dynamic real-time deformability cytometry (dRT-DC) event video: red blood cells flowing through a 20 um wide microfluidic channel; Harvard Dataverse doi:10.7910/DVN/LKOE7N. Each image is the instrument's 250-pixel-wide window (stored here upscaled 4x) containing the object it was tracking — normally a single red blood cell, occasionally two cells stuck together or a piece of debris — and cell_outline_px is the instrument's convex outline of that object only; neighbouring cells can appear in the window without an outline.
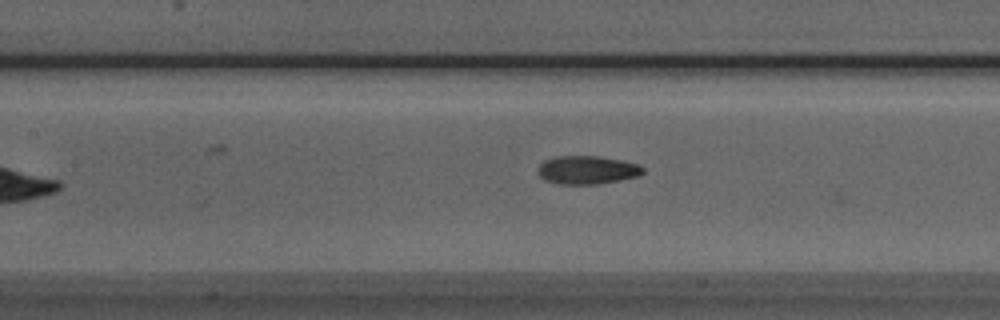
{"species": "Egyptian fruit bat (a non-hibernating species)", "species_latin": "Rousettus aegyptiacus", "temperature_condition": "room temperature", "stored_images_in_passage": 41, "camera_frame_rate_fps": 3000, "um_per_image_px": 0.085, "animal": {"sex": "male"}, "frame": {"image": 1, "passage_image": 15, "time_ms": 4.667, "image_size_px": [1000, 320], "cell_outline_px": [[644, 172], [640, 176], [596, 184], [560, 184], [544, 180], [540, 176], [540, 164], [544, 160], [556, 156], [596, 156], [624, 160], [640, 164], [644, 168]], "centroid_in_image_um": [49.96, 14.44], "position_along_channel_um": 157.4, "area_um2": 17.34}}
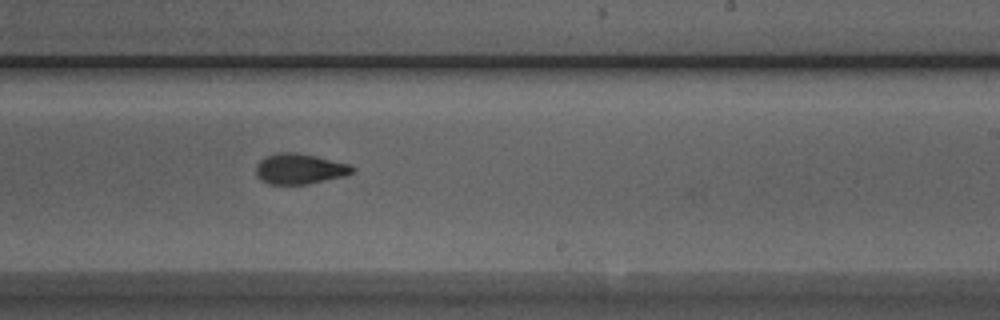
{"frame": {"image": 2, "passage_image": 23, "time_ms": 7.333, "image_size_px": [1000, 320], "cell_outline_px": [[356, 168], [352, 172], [344, 176], [308, 184], [268, 184], [260, 180], [256, 176], [256, 164], [260, 160], [268, 156], [280, 152], [296, 152], [316, 156], [348, 164]], "centroid_in_image_um": [25.44, 14.36], "position_along_channel_um": 263.6, "area_um2": 17.05}}
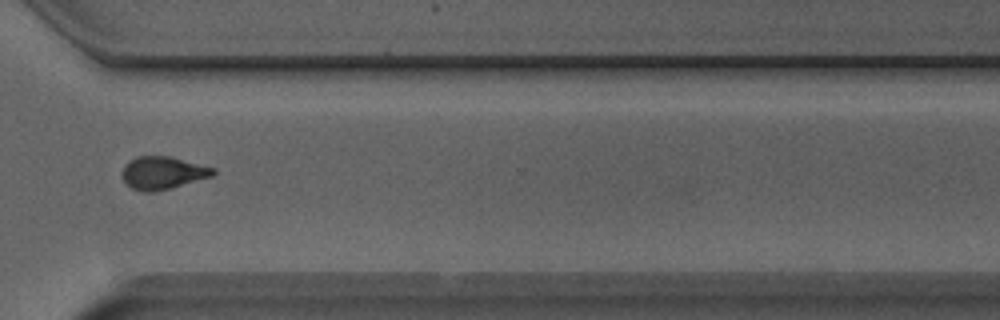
{"frame": {"image": 3, "passage_image": 30, "time_ms": 9.667, "image_size_px": [1000, 320], "cell_outline_px": [[216, 172], [212, 176], [172, 188], [152, 192], [144, 192], [132, 188], [120, 176], [124, 164], [128, 160], [136, 156], [172, 156], [216, 168]], "centroid_in_image_um": [13.83, 14.68], "position_along_channel_um": 356.8, "area_um2": 17.63}, "authors_computed_cell_mechanics": {"area_um2": 17.3978, "velocity_mm_per_s": 3.9896, "shape_relaxation_time_tau1_ms": null, "shape_relaxation_time_tau2_ms": 1.2736, "deformation_change_tau1": null, "deformation_change_tau2": 0.0686}}